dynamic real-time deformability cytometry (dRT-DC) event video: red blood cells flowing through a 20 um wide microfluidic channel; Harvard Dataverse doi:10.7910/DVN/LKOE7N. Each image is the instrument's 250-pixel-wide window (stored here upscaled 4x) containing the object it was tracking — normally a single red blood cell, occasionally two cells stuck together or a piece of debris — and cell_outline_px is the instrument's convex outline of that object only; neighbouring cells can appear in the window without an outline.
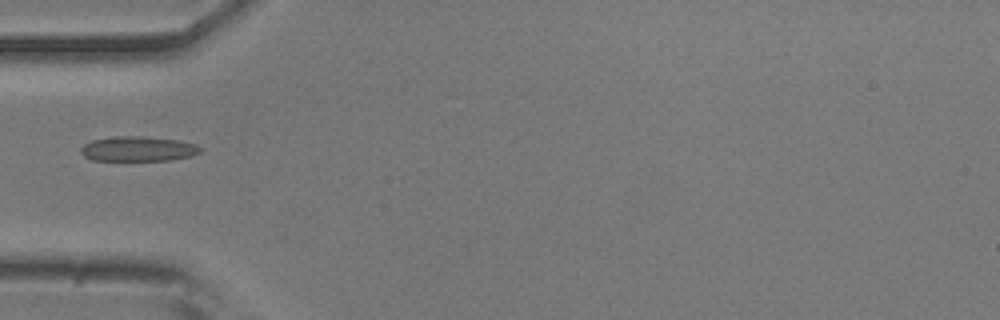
{"species": "common noctule bat (a hibernating species)", "species_latin": "Nyctalus noctula", "temperature_condition": "room temperature", "stored_images_in_passage": 37, "camera_frame_rate_fps": 3000, "um_per_image_px": 0.085, "animal": {"sex": "male", "body_mass_g": 20.5, "forearm_length_mm": 52.5}, "frame": {"image": 1, "passage_image": 1, "time_ms": 0.0, "image_size_px": [1000, 320], "cell_outline_px": [[200, 152], [192, 156], [172, 160], [92, 160], [84, 156], [80, 152], [80, 148], [84, 144], [92, 140], [112, 136], [144, 136], [180, 140], [196, 144], [200, 148]], "centroid_in_image_um": [11.73, 12.64], "position_along_channel_um": 73.3, "area_um2": 17.46}}
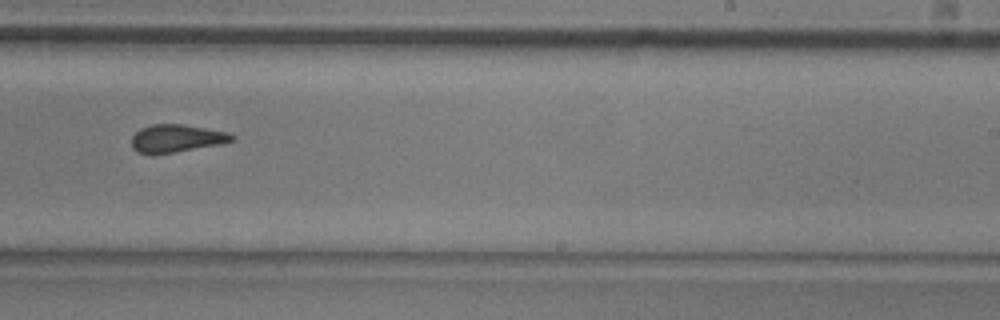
{"frame": {"image": 2, "passage_image": 17, "time_ms": 5.333, "image_size_px": [1000, 320], "cell_outline_px": [[236, 140], [220, 144], [172, 152], [136, 152], [132, 148], [132, 136], [140, 128], [152, 124], [180, 124], [228, 132], [236, 136]], "centroid_in_image_um": [15.03, 11.73], "position_along_channel_um": 274.0, "area_um2": 15.84}}
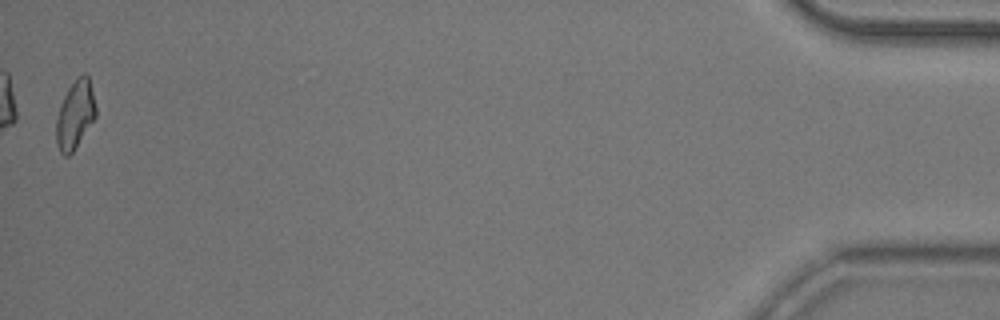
{"frame": {"image": 3, "passage_image": 37, "time_ms": 12.0, "image_size_px": [1000, 320], "cell_outline_px": [[96, 116], [72, 152], [68, 156], [64, 156], [60, 152], [56, 144], [56, 120], [60, 104], [68, 88], [84, 72], [88, 76], [96, 108]], "centroid_in_image_um": [6.36, 9.77], "position_along_channel_um": 428.8, "area_um2": 15.43}}